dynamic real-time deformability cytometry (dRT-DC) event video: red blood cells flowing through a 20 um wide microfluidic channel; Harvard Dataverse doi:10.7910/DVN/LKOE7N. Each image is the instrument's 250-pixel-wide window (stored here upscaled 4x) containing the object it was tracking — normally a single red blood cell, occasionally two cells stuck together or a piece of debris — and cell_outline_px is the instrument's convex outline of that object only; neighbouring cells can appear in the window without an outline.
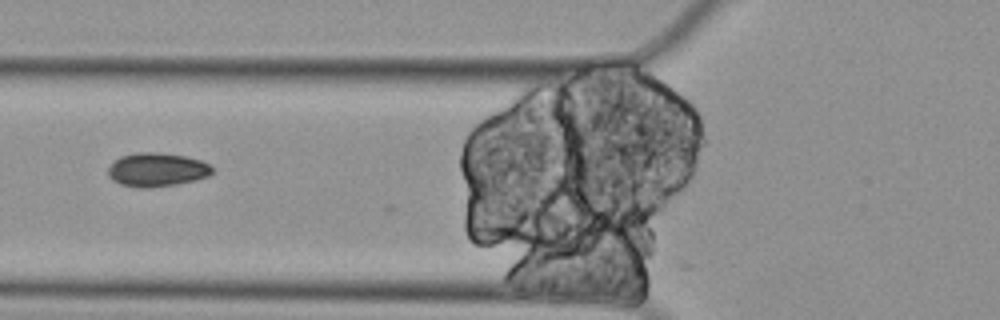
{"species": "Egyptian fruit bat (a non-hibernating species)", "species_latin": "Rousettus aegyptiacus", "temperature_condition": "cold", "stored_images_in_passage": 7, "camera_frame_rate_fps": 3000, "um_per_image_px": 0.085, "animal": {"sex": "female"}, "frame": {"image": 1, "passage_image": 6, "time_ms": 1.667, "image_size_px": [1000, 320], "cell_outline_px": [[212, 172], [208, 176], [196, 180], [176, 184], [140, 188], [120, 184], [112, 180], [108, 176], [108, 168], [120, 156], [136, 152], [156, 152], [188, 156], [200, 160], [208, 164], [212, 168]], "centroid_in_image_um": [13.32, 14.41], "position_along_channel_um": 112.5, "area_um2": 20.4}}